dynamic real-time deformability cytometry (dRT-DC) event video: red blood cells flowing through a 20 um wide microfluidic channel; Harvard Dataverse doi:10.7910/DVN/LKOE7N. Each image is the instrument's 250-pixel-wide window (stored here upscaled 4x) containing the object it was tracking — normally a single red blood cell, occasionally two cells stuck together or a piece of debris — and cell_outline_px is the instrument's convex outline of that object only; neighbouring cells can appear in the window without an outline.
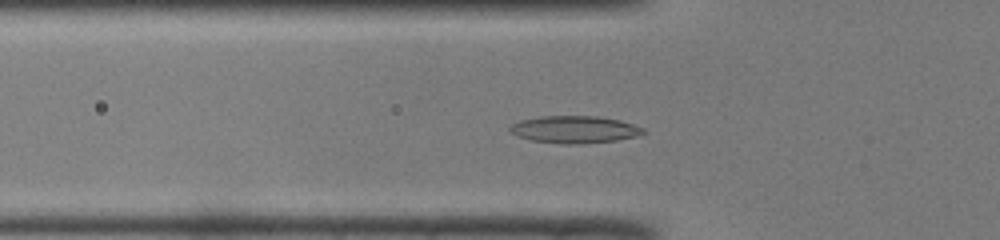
{"species": "common noctule bat (a hibernating species)", "species_latin": "Nyctalus noctula", "temperature_condition": "room temperature", "stored_images_in_passage": 46, "camera_frame_rate_fps": 3000, "um_per_image_px": 0.085, "animal": {"sex": "male", "body_mass_g": 19.0, "forearm_length_mm": 50.8}, "frame": {"image": 1, "passage_image": 13, "time_ms": 4.0, "image_size_px": [1000, 240], "cell_outline_px": [[648, 132], [636, 136], [616, 140], [580, 144], [564, 144], [532, 140], [516, 136], [508, 128], [512, 124], [520, 120], [540, 116], [600, 116], [620, 120], [644, 128]], "centroid_in_image_um": [48.85, 11.0], "position_along_channel_um": 77.0, "area_um2": 21.21}}
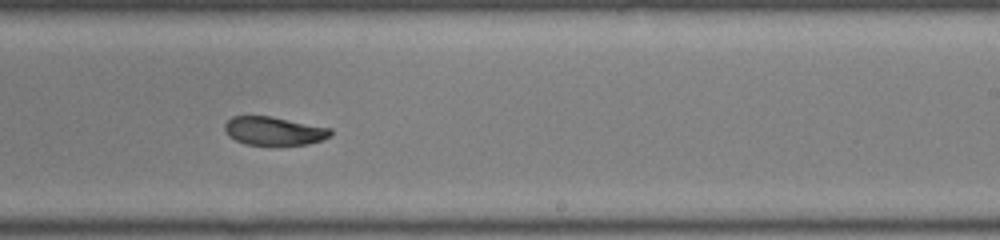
{"frame": {"image": 2, "passage_image": 27, "time_ms": 8.667, "image_size_px": [1000, 240], "cell_outline_px": [[332, 136], [324, 140], [308, 144], [244, 144], [228, 136], [224, 128], [224, 124], [232, 116], [272, 116], [332, 128]], "centroid_in_image_um": [23.32, 11.12], "position_along_channel_um": 265.7, "area_um2": 17.63}}
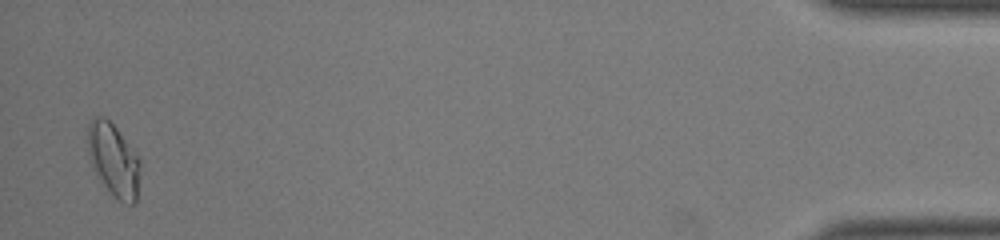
{"frame": {"image": 3, "passage_image": 45, "time_ms": 14.667, "image_size_px": [1000, 240], "cell_outline_px": [[140, 164], [136, 200], [132, 204], [124, 204], [104, 184], [92, 164], [88, 152], [88, 124], [92, 116], [104, 116], [116, 128], [140, 160]], "centroid_in_image_um": [9.64, 13.55], "position_along_channel_um": 425.6, "area_um2": 21.5}, "authors_computed_cell_mechanics": {"area_um2": 19.4497, "velocity_mm_per_s": 4.0487, "shape_relaxation_time_tau1_ms": null, "shape_relaxation_time_tau2_ms": 2.3355, "deformation_change_tau1": null, "deformation_change_tau2": 0.0701}}